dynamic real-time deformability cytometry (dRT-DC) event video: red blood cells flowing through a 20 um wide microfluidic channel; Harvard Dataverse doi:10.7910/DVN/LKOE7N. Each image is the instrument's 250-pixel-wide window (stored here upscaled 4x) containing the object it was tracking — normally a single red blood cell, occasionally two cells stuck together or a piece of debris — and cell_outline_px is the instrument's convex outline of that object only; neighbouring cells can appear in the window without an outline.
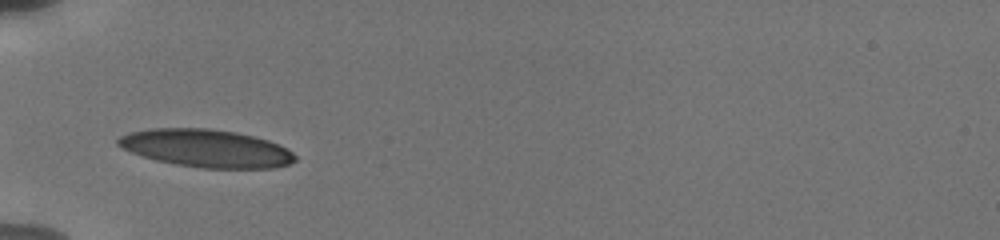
{"species": "human", "species_latin": "Homo sapiens", "temperature_condition": "cold", "stored_images_in_passage": 3, "camera_frame_rate_fps": 3000, "um_per_image_px": 0.085, "donor": {"sex": "male"}, "frame": {"image": 1, "passage_image": 1, "time_ms": 0.0, "image_size_px": [1000, 240], "cell_outline_px": [[296, 160], [288, 164], [272, 168], [204, 168], [176, 164], [156, 160], [132, 152], [116, 144], [116, 140], [120, 136], [128, 132], [152, 128], [212, 128], [236, 132], [268, 140], [280, 144], [288, 148], [296, 156]], "centroid_in_image_um": [17.54, 12.59], "position_along_channel_um": 67.5, "area_um2": 38.96}}
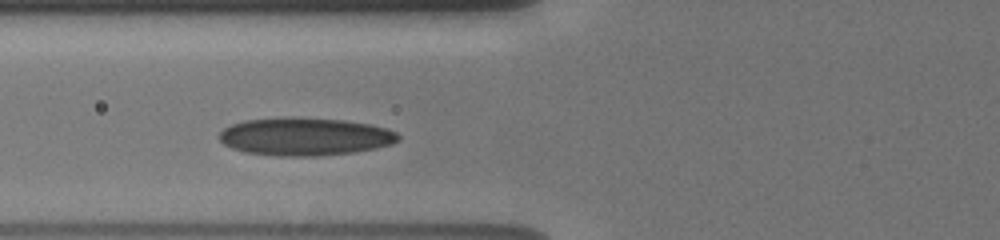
{"frame": {"image": 2, "passage_image": 2, "time_ms": 1.0, "image_size_px": [1000, 240], "cell_outline_px": [[400, 140], [392, 144], [376, 148], [352, 152], [320, 156], [280, 156], [244, 152], [232, 148], [224, 144], [220, 140], [220, 132], [224, 128], [232, 124], [244, 120], [284, 116], [292, 116], [344, 120], [372, 124], [388, 128], [396, 132], [400, 136]], "centroid_in_image_um": [25.94, 11.59], "position_along_channel_um": 99.9, "area_um2": 40.0}}